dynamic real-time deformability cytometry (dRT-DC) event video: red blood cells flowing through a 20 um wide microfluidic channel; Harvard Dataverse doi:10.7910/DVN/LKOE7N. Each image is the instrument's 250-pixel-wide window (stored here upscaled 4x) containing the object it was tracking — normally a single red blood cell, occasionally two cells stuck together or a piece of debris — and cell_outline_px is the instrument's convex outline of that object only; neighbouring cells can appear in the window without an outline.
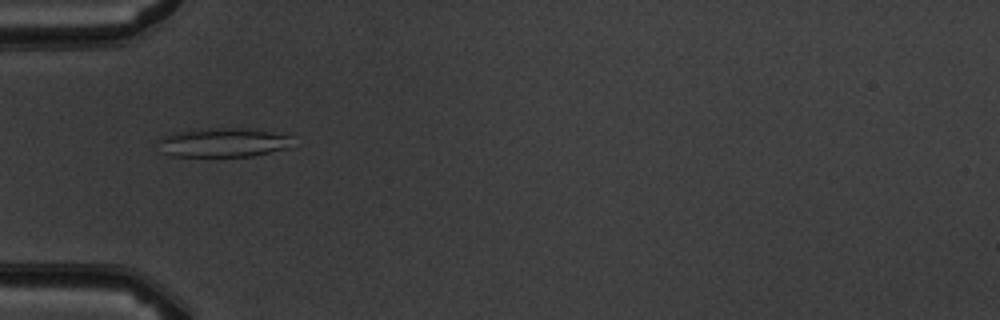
{"species": "common noctule bat (a hibernating species)", "species_latin": "Nyctalus noctula", "temperature_condition": "warm", "stored_images_in_passage": 8, "camera_frame_rate_fps": 3000, "um_per_image_px": 0.085, "animal": {"sex": "male", "body_mass_g": 19.5, "forearm_length_mm": 54.6}, "frame": {"image": 1, "passage_image": 6, "time_ms": 5.667, "image_size_px": [1000, 320], "cell_outline_px": [[292, 136], [288, 148], [252, 156], [172, 156], [164, 152], [156, 140], [160, 136], [176, 132], [208, 128], [244, 128]], "centroid_in_image_um": [18.92, 12.11], "position_along_channel_um": 66.1, "area_um2": 22.54}}
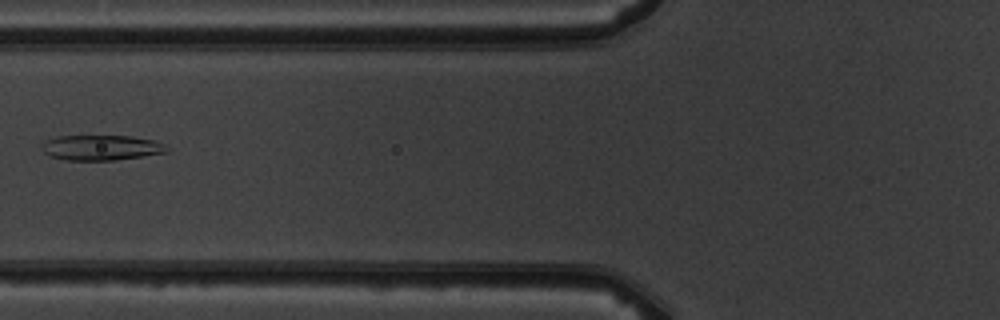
{"frame": {"image": 2, "passage_image": 7, "time_ms": 7.0, "image_size_px": [1000, 320], "cell_outline_px": [[168, 152], [116, 160], [68, 160], [48, 156], [40, 148], [40, 144], [56, 136], [132, 136], [156, 140], [164, 144], [168, 148]], "centroid_in_image_um": [8.59, 12.55], "position_along_channel_um": 117.2, "area_um2": 18.5}}